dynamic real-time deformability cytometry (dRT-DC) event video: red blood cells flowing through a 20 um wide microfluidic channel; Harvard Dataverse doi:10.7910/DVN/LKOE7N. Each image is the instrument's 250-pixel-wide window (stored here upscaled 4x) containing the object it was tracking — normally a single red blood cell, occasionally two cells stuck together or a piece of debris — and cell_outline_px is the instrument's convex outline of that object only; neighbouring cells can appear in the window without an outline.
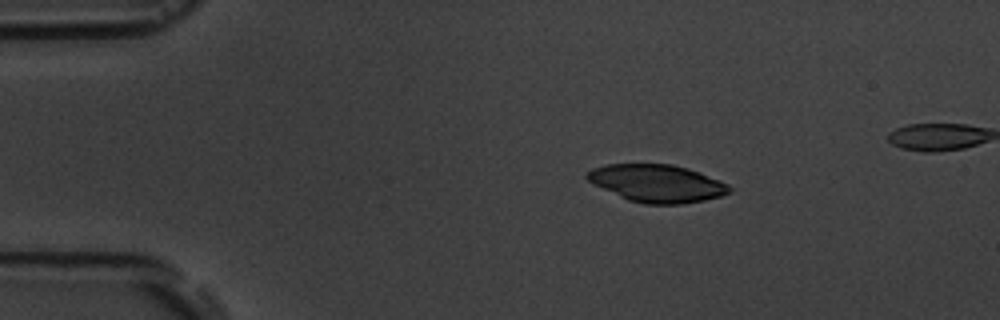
{"species": "common noctule bat (a hibernating species)", "species_latin": "Nyctalus noctula", "temperature_condition": "room temperature", "stored_images_in_passage": 5, "camera_frame_rate_fps": 3000, "um_per_image_px": 0.085, "animal": {"sex": "male", "body_mass_g": 19.5, "forearm_length_mm": 54.6}, "frame": {"image": 1, "passage_image": 2, "time_ms": 1.0, "image_size_px": [1000, 320], "cell_outline_px": [[732, 192], [720, 196], [704, 200], [680, 204], [644, 204], [628, 200], [588, 180], [584, 176], [584, 172], [592, 168], [604, 164], [672, 164], [688, 168], [728, 184], [732, 188]], "centroid_in_image_um": [55.84, 15.57], "position_along_channel_um": 29.2, "area_um2": 30.98}}